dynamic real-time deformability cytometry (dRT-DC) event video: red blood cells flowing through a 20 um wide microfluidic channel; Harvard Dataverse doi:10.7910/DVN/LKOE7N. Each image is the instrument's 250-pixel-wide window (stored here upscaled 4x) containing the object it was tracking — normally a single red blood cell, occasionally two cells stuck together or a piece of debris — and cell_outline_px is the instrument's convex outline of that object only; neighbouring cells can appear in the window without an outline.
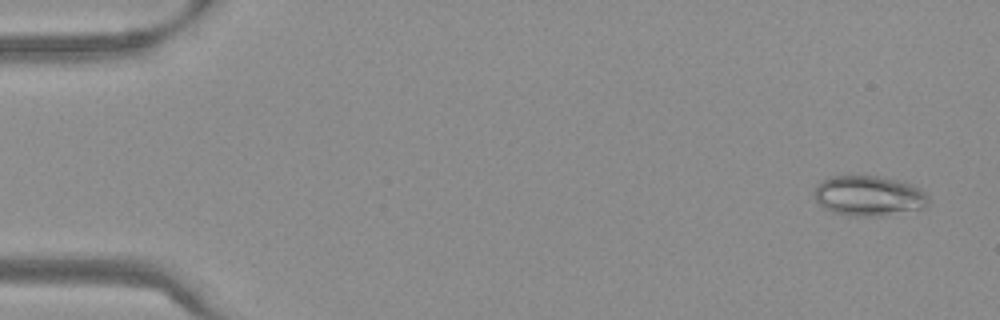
{"species": "Egyptian fruit bat (a non-hibernating species)", "species_latin": "Rousettus aegyptiacus", "temperature_condition": "warm", "stored_images_in_passage": 14, "camera_frame_rate_fps": 3000, "um_per_image_px": 0.085, "frame": {"image": 1, "passage_image": 3, "time_ms": 0.667, "image_size_px": [1000, 320], "cell_outline_px": [[928, 204], [924, 208], [876, 216], [848, 216], [832, 212], [824, 208], [816, 200], [812, 192], [816, 184], [832, 176], [880, 176], [900, 180], [912, 184], [920, 188], [928, 196]], "centroid_in_image_um": [73.82, 16.64], "position_along_channel_um": 11.2, "area_um2": 26.88}}